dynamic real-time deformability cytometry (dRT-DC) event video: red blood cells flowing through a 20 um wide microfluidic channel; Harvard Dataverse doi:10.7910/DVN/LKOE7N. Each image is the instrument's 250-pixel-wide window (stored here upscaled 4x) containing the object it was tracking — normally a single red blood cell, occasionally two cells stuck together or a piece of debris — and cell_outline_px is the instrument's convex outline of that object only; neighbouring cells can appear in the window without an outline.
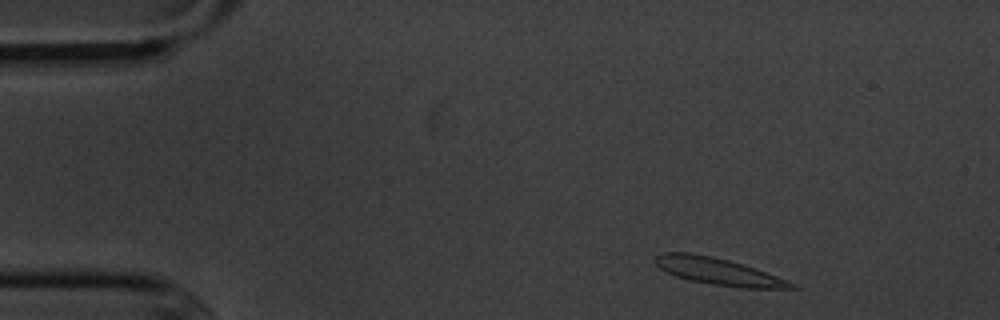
{"species": "common noctule bat (a hibernating species)", "species_latin": "Nyctalus noctula", "temperature_condition": "cold", "stored_images_in_passage": 6, "camera_frame_rate_fps": 3000, "um_per_image_px": 0.085, "animal": {"sex": "male", "body_mass_g": 20.1, "forearm_length_mm": 53.5}, "frame": {"image": 1, "passage_image": 1, "time_ms": 0.0, "image_size_px": [1000, 320], "cell_outline_px": [[800, 288], [740, 288], [712, 284], [692, 280], [676, 276], [660, 268], [652, 260], [656, 256], [664, 252], [692, 252], [712, 256], [728, 260], [756, 268], [788, 280], [796, 284]], "centroid_in_image_um": [61.07, 23.06], "position_along_channel_um": 23.9, "area_um2": 21.33}}
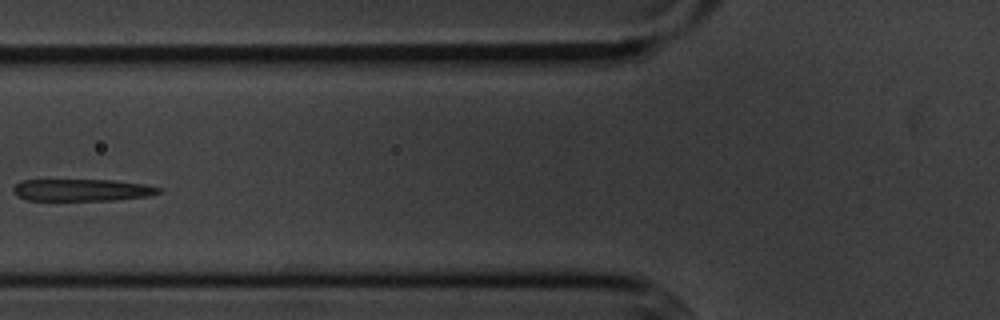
{"frame": {"image": 2, "passage_image": 5, "time_ms": 4.667, "image_size_px": [1000, 320], "cell_outline_px": [[160, 192], [148, 196], [112, 200], [28, 200], [16, 196], [12, 192], [12, 188], [20, 180], [116, 180], [144, 184], [160, 188]], "centroid_in_image_um": [6.91, 16.15], "position_along_channel_um": 118.9, "area_um2": 18.67}}
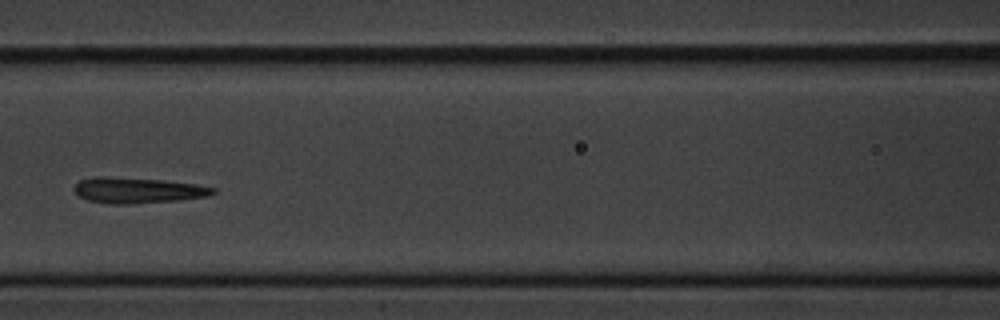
{"frame": {"image": 3, "passage_image": 6, "time_ms": 5.667, "image_size_px": [1000, 320], "cell_outline_px": [[216, 192], [208, 196], [180, 200], [132, 204], [108, 204], [88, 200], [80, 196], [72, 188], [80, 180], [92, 176], [104, 176], [160, 180], [196, 184], [216, 188]], "centroid_in_image_um": [11.69, 16.18], "position_along_channel_um": 154.9, "area_um2": 20.87}}